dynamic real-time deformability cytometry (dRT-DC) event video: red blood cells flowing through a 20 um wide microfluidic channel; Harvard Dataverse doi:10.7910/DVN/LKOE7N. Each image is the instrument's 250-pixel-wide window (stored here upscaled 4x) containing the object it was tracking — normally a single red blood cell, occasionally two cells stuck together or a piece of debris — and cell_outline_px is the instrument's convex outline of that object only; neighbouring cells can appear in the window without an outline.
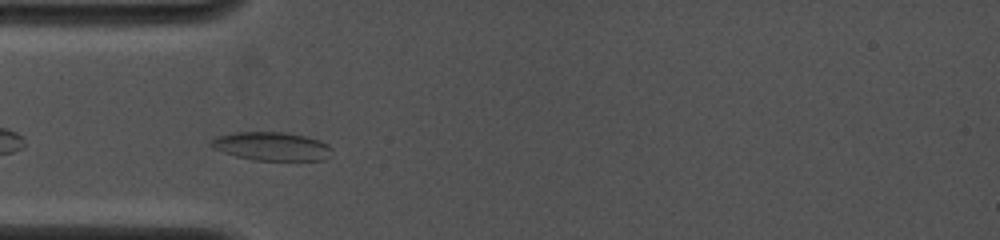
{"species": "common noctule bat (a hibernating species)", "species_latin": "Nyctalus noctula", "temperature_condition": "cold", "stored_images_in_passage": 23, "camera_frame_rate_fps": 4000, "um_per_image_px": 0.085, "animal": {"sex": "female", "body_mass_g": 19.0, "forearm_length_mm": 53.3}, "frame": {"image": 1, "passage_image": 3, "time_ms": 1.0, "image_size_px": [1000, 240], "cell_outline_px": [[332, 156], [324, 160], [256, 160], [236, 156], [212, 148], [208, 144], [216, 136], [236, 132], [284, 132], [308, 136], [320, 140], [328, 144], [332, 148]], "centroid_in_image_um": [23.13, 12.43], "position_along_channel_um": 61.9, "area_um2": 20.29}}
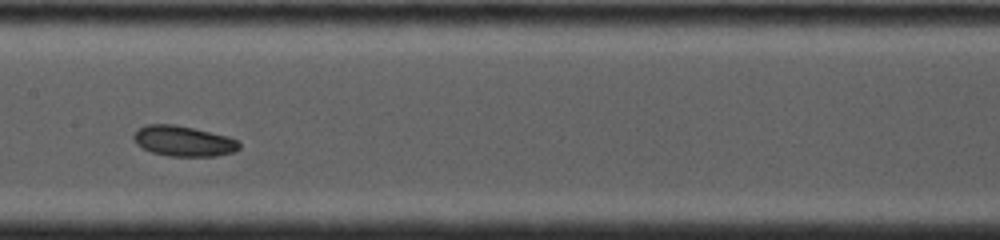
{"frame": {"image": 2, "passage_image": 9, "time_ms": 4.25, "image_size_px": [1000, 240], "cell_outline_px": [[240, 148], [236, 152], [216, 156], [168, 156], [152, 152], [136, 144], [132, 136], [140, 128], [148, 124], [176, 124], [228, 136], [236, 140], [240, 144]], "centroid_in_image_um": [15.62, 11.99], "position_along_channel_um": 191.8, "area_um2": 18.73}}
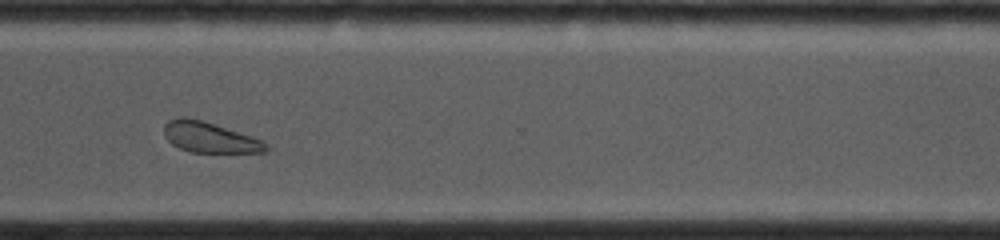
{"frame": {"image": 3, "passage_image": 19, "time_ms": 8.25, "image_size_px": [1000, 240], "cell_outline_px": [[268, 152], [192, 152], [180, 148], [172, 144], [164, 136], [164, 124], [168, 120], [180, 116], [184, 116], [204, 120], [252, 136], [260, 140], [268, 148]], "centroid_in_image_um": [17.77, 11.65], "position_along_channel_um": 352.8, "area_um2": 18.15}}